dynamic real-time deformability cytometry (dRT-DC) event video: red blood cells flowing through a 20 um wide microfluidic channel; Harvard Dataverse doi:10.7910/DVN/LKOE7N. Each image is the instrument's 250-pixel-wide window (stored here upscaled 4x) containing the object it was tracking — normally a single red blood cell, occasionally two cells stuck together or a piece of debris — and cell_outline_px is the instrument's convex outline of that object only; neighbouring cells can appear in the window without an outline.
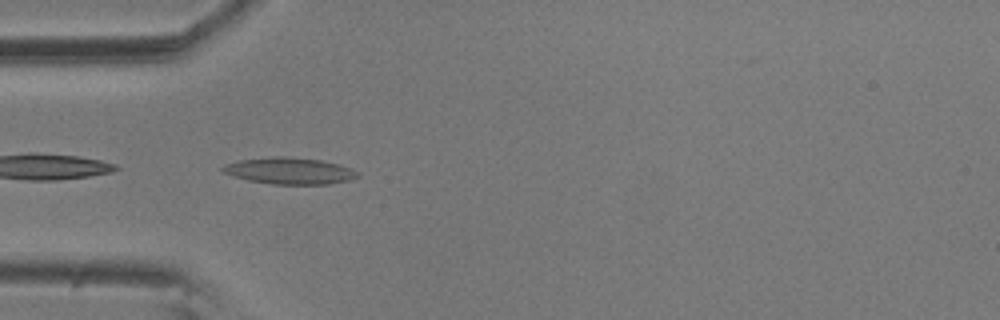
{"species": "common noctule bat (a hibernating species)", "species_latin": "Nyctalus noctula", "temperature_condition": "room temperature", "stored_images_in_passage": 3, "camera_frame_rate_fps": 3000, "um_per_image_px": 0.085, "animal": {"sex": "male", "body_mass_g": 20.5, "forearm_length_mm": 52.5}, "frame": {"image": 1, "passage_image": 2, "time_ms": 0.333, "image_size_px": [1000, 320], "cell_outline_px": [[360, 176], [348, 180], [328, 184], [272, 184], [248, 180], [224, 172], [220, 168], [224, 164], [240, 160], [272, 156], [284, 156], [320, 160], [352, 168], [360, 172]], "centroid_in_image_um": [24.63, 14.52], "position_along_channel_um": 60.4, "area_um2": 20.75}}